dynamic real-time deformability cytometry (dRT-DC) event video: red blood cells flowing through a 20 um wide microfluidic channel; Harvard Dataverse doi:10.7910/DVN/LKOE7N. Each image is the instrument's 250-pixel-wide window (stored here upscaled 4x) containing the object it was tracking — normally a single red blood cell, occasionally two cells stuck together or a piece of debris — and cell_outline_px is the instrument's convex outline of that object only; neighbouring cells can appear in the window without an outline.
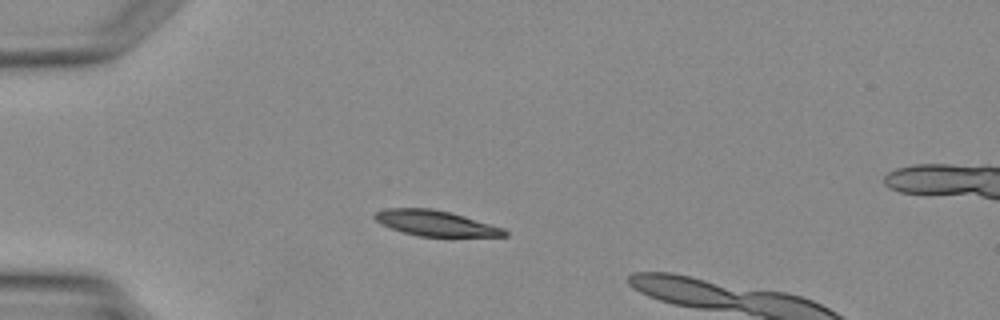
{"species": "Egyptian fruit bat (a non-hibernating species)", "species_latin": "Rousettus aegyptiacus", "temperature_condition": "warm", "stored_images_in_passage": 4, "camera_frame_rate_fps": 3000, "um_per_image_px": 0.085, "animal": {"sex": "female"}, "frame": {"image": 1, "passage_image": 3, "time_ms": 2.333, "image_size_px": [1000, 320], "cell_outline_px": [[508, 236], [420, 236], [404, 232], [380, 224], [372, 216], [376, 212], [384, 208], [432, 208], [464, 216], [504, 228], [508, 232]], "centroid_in_image_um": [37.0, 18.96], "position_along_channel_um": 48.0, "area_um2": 19.07}}